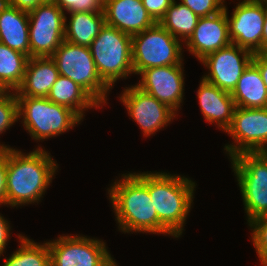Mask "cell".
<instances>
[{"mask_svg": "<svg viewBox=\"0 0 267 266\" xmlns=\"http://www.w3.org/2000/svg\"><path fill=\"white\" fill-rule=\"evenodd\" d=\"M6 149V205L18 207L39 203L59 165L40 145L29 153L0 143Z\"/></svg>", "mask_w": 267, "mask_h": 266, "instance_id": "6da1fadb", "label": "cell"}, {"mask_svg": "<svg viewBox=\"0 0 267 266\" xmlns=\"http://www.w3.org/2000/svg\"><path fill=\"white\" fill-rule=\"evenodd\" d=\"M107 190L119 231L159 233V219L148 191V171L122 174Z\"/></svg>", "mask_w": 267, "mask_h": 266, "instance_id": "7a4b0ae2", "label": "cell"}, {"mask_svg": "<svg viewBox=\"0 0 267 266\" xmlns=\"http://www.w3.org/2000/svg\"><path fill=\"white\" fill-rule=\"evenodd\" d=\"M169 172H148V191L159 219V234L179 238L194 200L196 183Z\"/></svg>", "mask_w": 267, "mask_h": 266, "instance_id": "3957f363", "label": "cell"}, {"mask_svg": "<svg viewBox=\"0 0 267 266\" xmlns=\"http://www.w3.org/2000/svg\"><path fill=\"white\" fill-rule=\"evenodd\" d=\"M18 120H22L34 141H43L68 132L83 121L73 110L47 97H17Z\"/></svg>", "mask_w": 267, "mask_h": 266, "instance_id": "277c9868", "label": "cell"}, {"mask_svg": "<svg viewBox=\"0 0 267 266\" xmlns=\"http://www.w3.org/2000/svg\"><path fill=\"white\" fill-rule=\"evenodd\" d=\"M89 49L98 74L111 89L117 80L134 74L132 36L105 24Z\"/></svg>", "mask_w": 267, "mask_h": 266, "instance_id": "5b68a950", "label": "cell"}, {"mask_svg": "<svg viewBox=\"0 0 267 266\" xmlns=\"http://www.w3.org/2000/svg\"><path fill=\"white\" fill-rule=\"evenodd\" d=\"M242 195L247 223L267 214V160L260 152L230 158Z\"/></svg>", "mask_w": 267, "mask_h": 266, "instance_id": "8992f818", "label": "cell"}, {"mask_svg": "<svg viewBox=\"0 0 267 266\" xmlns=\"http://www.w3.org/2000/svg\"><path fill=\"white\" fill-rule=\"evenodd\" d=\"M51 58L57 65L59 75L79 84L101 106L107 104V94L111 88L98 74L89 47L75 45L64 40Z\"/></svg>", "mask_w": 267, "mask_h": 266, "instance_id": "52a82bcc", "label": "cell"}, {"mask_svg": "<svg viewBox=\"0 0 267 266\" xmlns=\"http://www.w3.org/2000/svg\"><path fill=\"white\" fill-rule=\"evenodd\" d=\"M183 43L159 23L132 36L134 75L144 69L179 65L183 62Z\"/></svg>", "mask_w": 267, "mask_h": 266, "instance_id": "ba28073f", "label": "cell"}, {"mask_svg": "<svg viewBox=\"0 0 267 266\" xmlns=\"http://www.w3.org/2000/svg\"><path fill=\"white\" fill-rule=\"evenodd\" d=\"M64 13L53 0L28 12L30 57H51L64 41Z\"/></svg>", "mask_w": 267, "mask_h": 266, "instance_id": "9c48e42d", "label": "cell"}, {"mask_svg": "<svg viewBox=\"0 0 267 266\" xmlns=\"http://www.w3.org/2000/svg\"><path fill=\"white\" fill-rule=\"evenodd\" d=\"M51 266H108L114 258L103 240L64 235L47 241Z\"/></svg>", "mask_w": 267, "mask_h": 266, "instance_id": "30bf717a", "label": "cell"}, {"mask_svg": "<svg viewBox=\"0 0 267 266\" xmlns=\"http://www.w3.org/2000/svg\"><path fill=\"white\" fill-rule=\"evenodd\" d=\"M225 133L234 141L224 146L229 158L243 152H260L267 146V107L254 109L236 106L231 125Z\"/></svg>", "mask_w": 267, "mask_h": 266, "instance_id": "8fae6325", "label": "cell"}, {"mask_svg": "<svg viewBox=\"0 0 267 266\" xmlns=\"http://www.w3.org/2000/svg\"><path fill=\"white\" fill-rule=\"evenodd\" d=\"M122 92L120 101L126 107L128 115L139 125L143 137L156 134L176 117L171 108L136 85L125 87Z\"/></svg>", "mask_w": 267, "mask_h": 266, "instance_id": "7c38bea8", "label": "cell"}, {"mask_svg": "<svg viewBox=\"0 0 267 266\" xmlns=\"http://www.w3.org/2000/svg\"><path fill=\"white\" fill-rule=\"evenodd\" d=\"M236 4L230 18L225 5L231 43L253 54L262 53L265 5L250 0Z\"/></svg>", "mask_w": 267, "mask_h": 266, "instance_id": "4fadbf2b", "label": "cell"}, {"mask_svg": "<svg viewBox=\"0 0 267 266\" xmlns=\"http://www.w3.org/2000/svg\"><path fill=\"white\" fill-rule=\"evenodd\" d=\"M253 55L247 49L231 43L227 47L212 52L200 60L210 71L202 78L231 93L243 71L252 62Z\"/></svg>", "mask_w": 267, "mask_h": 266, "instance_id": "5bb4252c", "label": "cell"}, {"mask_svg": "<svg viewBox=\"0 0 267 266\" xmlns=\"http://www.w3.org/2000/svg\"><path fill=\"white\" fill-rule=\"evenodd\" d=\"M179 65L160 66L144 69L138 75L139 83H135L141 90L155 97L161 103L171 108L176 114L184 98V67Z\"/></svg>", "mask_w": 267, "mask_h": 266, "instance_id": "9a60e30c", "label": "cell"}, {"mask_svg": "<svg viewBox=\"0 0 267 266\" xmlns=\"http://www.w3.org/2000/svg\"><path fill=\"white\" fill-rule=\"evenodd\" d=\"M230 44L226 7L214 15L200 17L193 34L184 43L199 61Z\"/></svg>", "mask_w": 267, "mask_h": 266, "instance_id": "2e32d148", "label": "cell"}, {"mask_svg": "<svg viewBox=\"0 0 267 266\" xmlns=\"http://www.w3.org/2000/svg\"><path fill=\"white\" fill-rule=\"evenodd\" d=\"M105 24L133 36L151 28L157 22L141 0H105Z\"/></svg>", "mask_w": 267, "mask_h": 266, "instance_id": "e0dca14e", "label": "cell"}, {"mask_svg": "<svg viewBox=\"0 0 267 266\" xmlns=\"http://www.w3.org/2000/svg\"><path fill=\"white\" fill-rule=\"evenodd\" d=\"M201 113L209 124H216L218 129L226 131L231 125L236 104L230 92L222 90L201 78L197 90Z\"/></svg>", "mask_w": 267, "mask_h": 266, "instance_id": "ac0fdd59", "label": "cell"}, {"mask_svg": "<svg viewBox=\"0 0 267 266\" xmlns=\"http://www.w3.org/2000/svg\"><path fill=\"white\" fill-rule=\"evenodd\" d=\"M59 76L57 65L51 57H30L16 97H47Z\"/></svg>", "mask_w": 267, "mask_h": 266, "instance_id": "d6986e66", "label": "cell"}, {"mask_svg": "<svg viewBox=\"0 0 267 266\" xmlns=\"http://www.w3.org/2000/svg\"><path fill=\"white\" fill-rule=\"evenodd\" d=\"M0 43L30 58L27 11L4 3L0 9Z\"/></svg>", "mask_w": 267, "mask_h": 266, "instance_id": "ffe728a7", "label": "cell"}, {"mask_svg": "<svg viewBox=\"0 0 267 266\" xmlns=\"http://www.w3.org/2000/svg\"><path fill=\"white\" fill-rule=\"evenodd\" d=\"M47 98L58 105L73 110L82 120L88 109L102 108V106L79 84L71 79L59 75L53 84Z\"/></svg>", "mask_w": 267, "mask_h": 266, "instance_id": "44dd1931", "label": "cell"}, {"mask_svg": "<svg viewBox=\"0 0 267 266\" xmlns=\"http://www.w3.org/2000/svg\"><path fill=\"white\" fill-rule=\"evenodd\" d=\"M231 96L236 106L241 108L267 107V88L259 69L252 62L243 71Z\"/></svg>", "mask_w": 267, "mask_h": 266, "instance_id": "7402d4cb", "label": "cell"}, {"mask_svg": "<svg viewBox=\"0 0 267 266\" xmlns=\"http://www.w3.org/2000/svg\"><path fill=\"white\" fill-rule=\"evenodd\" d=\"M68 14L70 18L68 21L65 17L64 40L75 45L89 47L105 25L104 13L73 12Z\"/></svg>", "mask_w": 267, "mask_h": 266, "instance_id": "603a6c76", "label": "cell"}, {"mask_svg": "<svg viewBox=\"0 0 267 266\" xmlns=\"http://www.w3.org/2000/svg\"><path fill=\"white\" fill-rule=\"evenodd\" d=\"M199 18L186 5L174 0L158 23L184 44L193 34Z\"/></svg>", "mask_w": 267, "mask_h": 266, "instance_id": "cb8c5ba5", "label": "cell"}, {"mask_svg": "<svg viewBox=\"0 0 267 266\" xmlns=\"http://www.w3.org/2000/svg\"><path fill=\"white\" fill-rule=\"evenodd\" d=\"M29 57L0 43V85L16 91L21 85Z\"/></svg>", "mask_w": 267, "mask_h": 266, "instance_id": "d4e9b609", "label": "cell"}, {"mask_svg": "<svg viewBox=\"0 0 267 266\" xmlns=\"http://www.w3.org/2000/svg\"><path fill=\"white\" fill-rule=\"evenodd\" d=\"M20 246L7 257L2 266H51V256L46 241L36 243L22 234H18Z\"/></svg>", "mask_w": 267, "mask_h": 266, "instance_id": "484cf974", "label": "cell"}, {"mask_svg": "<svg viewBox=\"0 0 267 266\" xmlns=\"http://www.w3.org/2000/svg\"><path fill=\"white\" fill-rule=\"evenodd\" d=\"M248 225L259 262L262 266H267V214L253 219Z\"/></svg>", "mask_w": 267, "mask_h": 266, "instance_id": "4316f807", "label": "cell"}, {"mask_svg": "<svg viewBox=\"0 0 267 266\" xmlns=\"http://www.w3.org/2000/svg\"><path fill=\"white\" fill-rule=\"evenodd\" d=\"M18 101L15 91L0 96V135L18 122Z\"/></svg>", "mask_w": 267, "mask_h": 266, "instance_id": "83f0119b", "label": "cell"}, {"mask_svg": "<svg viewBox=\"0 0 267 266\" xmlns=\"http://www.w3.org/2000/svg\"><path fill=\"white\" fill-rule=\"evenodd\" d=\"M53 1L64 13L66 12L104 13L105 0H53Z\"/></svg>", "mask_w": 267, "mask_h": 266, "instance_id": "f1b7e54d", "label": "cell"}, {"mask_svg": "<svg viewBox=\"0 0 267 266\" xmlns=\"http://www.w3.org/2000/svg\"><path fill=\"white\" fill-rule=\"evenodd\" d=\"M199 17L211 16L224 10V0H180Z\"/></svg>", "mask_w": 267, "mask_h": 266, "instance_id": "f546056e", "label": "cell"}, {"mask_svg": "<svg viewBox=\"0 0 267 266\" xmlns=\"http://www.w3.org/2000/svg\"><path fill=\"white\" fill-rule=\"evenodd\" d=\"M150 16L158 23L173 0H141Z\"/></svg>", "mask_w": 267, "mask_h": 266, "instance_id": "4dcf8cb0", "label": "cell"}, {"mask_svg": "<svg viewBox=\"0 0 267 266\" xmlns=\"http://www.w3.org/2000/svg\"><path fill=\"white\" fill-rule=\"evenodd\" d=\"M6 181H7V167H6V149L0 151V205L6 206Z\"/></svg>", "mask_w": 267, "mask_h": 266, "instance_id": "1f68e13d", "label": "cell"}, {"mask_svg": "<svg viewBox=\"0 0 267 266\" xmlns=\"http://www.w3.org/2000/svg\"><path fill=\"white\" fill-rule=\"evenodd\" d=\"M11 228L9 221L0 213V258L4 255L3 252H5L7 243L10 241Z\"/></svg>", "mask_w": 267, "mask_h": 266, "instance_id": "d6a6232c", "label": "cell"}, {"mask_svg": "<svg viewBox=\"0 0 267 266\" xmlns=\"http://www.w3.org/2000/svg\"><path fill=\"white\" fill-rule=\"evenodd\" d=\"M252 63L259 69L267 88V53H255L252 58Z\"/></svg>", "mask_w": 267, "mask_h": 266, "instance_id": "836d02e7", "label": "cell"}, {"mask_svg": "<svg viewBox=\"0 0 267 266\" xmlns=\"http://www.w3.org/2000/svg\"><path fill=\"white\" fill-rule=\"evenodd\" d=\"M45 1L46 0H5V3L20 10L29 12Z\"/></svg>", "mask_w": 267, "mask_h": 266, "instance_id": "e575fe53", "label": "cell"}, {"mask_svg": "<svg viewBox=\"0 0 267 266\" xmlns=\"http://www.w3.org/2000/svg\"><path fill=\"white\" fill-rule=\"evenodd\" d=\"M262 53H267V5H265V22L262 35Z\"/></svg>", "mask_w": 267, "mask_h": 266, "instance_id": "d590c367", "label": "cell"}, {"mask_svg": "<svg viewBox=\"0 0 267 266\" xmlns=\"http://www.w3.org/2000/svg\"><path fill=\"white\" fill-rule=\"evenodd\" d=\"M260 153L263 155V157L267 160V146H265Z\"/></svg>", "mask_w": 267, "mask_h": 266, "instance_id": "8d00e7d4", "label": "cell"}, {"mask_svg": "<svg viewBox=\"0 0 267 266\" xmlns=\"http://www.w3.org/2000/svg\"><path fill=\"white\" fill-rule=\"evenodd\" d=\"M250 1H253V2H256V3H260L262 5H267V0H250Z\"/></svg>", "mask_w": 267, "mask_h": 266, "instance_id": "74e56055", "label": "cell"}, {"mask_svg": "<svg viewBox=\"0 0 267 266\" xmlns=\"http://www.w3.org/2000/svg\"><path fill=\"white\" fill-rule=\"evenodd\" d=\"M6 90L0 85V96L3 95Z\"/></svg>", "mask_w": 267, "mask_h": 266, "instance_id": "f35d334b", "label": "cell"}, {"mask_svg": "<svg viewBox=\"0 0 267 266\" xmlns=\"http://www.w3.org/2000/svg\"><path fill=\"white\" fill-rule=\"evenodd\" d=\"M108 266H118V264L116 263V261L114 259Z\"/></svg>", "mask_w": 267, "mask_h": 266, "instance_id": "ab89813d", "label": "cell"}, {"mask_svg": "<svg viewBox=\"0 0 267 266\" xmlns=\"http://www.w3.org/2000/svg\"><path fill=\"white\" fill-rule=\"evenodd\" d=\"M4 3H5V0H0V9L4 5Z\"/></svg>", "mask_w": 267, "mask_h": 266, "instance_id": "60d3db41", "label": "cell"}]
</instances>
